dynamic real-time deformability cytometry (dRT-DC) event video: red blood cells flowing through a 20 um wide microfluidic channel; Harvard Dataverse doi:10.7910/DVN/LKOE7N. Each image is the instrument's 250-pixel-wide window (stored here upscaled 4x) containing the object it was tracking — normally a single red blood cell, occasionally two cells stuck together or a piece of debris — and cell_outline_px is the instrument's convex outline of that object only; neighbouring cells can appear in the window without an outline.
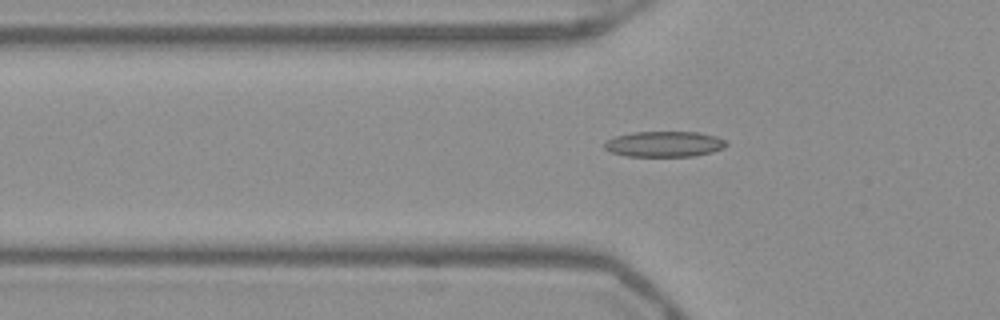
{"species": "Egyptian fruit bat (a non-hibernating species)", "species_latin": "Rousettus aegyptiacus", "temperature_condition": "warm", "stored_images_in_passage": 40, "camera_frame_rate_fps": 3000, "um_per_image_px": 0.085, "frame": {"image": 1, "passage_image": 7, "time_ms": 2.0, "image_size_px": [1000, 320], "cell_outline_px": [[728, 144], [724, 148], [712, 152], [696, 156], [624, 156], [612, 152], [604, 148], [604, 144], [608, 140], [616, 136], [632, 132], [700, 132], [716, 136], [724, 140]], "centroid_in_image_um": [56.49, 12.25], "position_along_channel_um": 69.3, "area_um2": 18.21}}
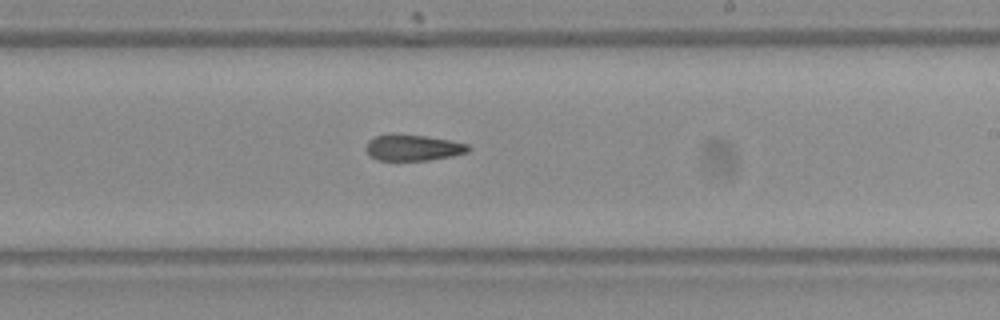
{"frame": {"image": 2, "passage_image": 21, "time_ms": 6.667, "image_size_px": [1000, 320], "cell_outline_px": [[472, 148], [468, 152], [452, 156], [428, 160], [376, 160], [368, 156], [364, 148], [368, 140], [376, 136], [424, 136], [448, 140], [468, 144]], "centroid_in_image_um": [35.1, 12.59], "position_along_channel_um": 253.9, "area_um2": 15.2}}
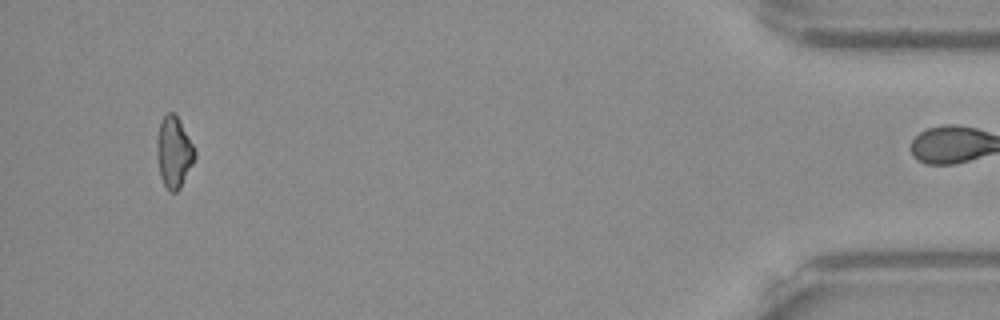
{"frame": {"image": 3, "passage_image": 39, "time_ms": 12.667, "image_size_px": [1000, 320], "cell_outline_px": [[196, 156], [180, 188], [176, 192], [168, 192], [160, 176], [156, 156], [156, 140], [160, 120], [168, 112], [172, 112], [176, 116], [192, 144], [196, 152]], "centroid_in_image_um": [14.74, 12.96], "position_along_channel_um": 420.5, "area_um2": 15.61}}